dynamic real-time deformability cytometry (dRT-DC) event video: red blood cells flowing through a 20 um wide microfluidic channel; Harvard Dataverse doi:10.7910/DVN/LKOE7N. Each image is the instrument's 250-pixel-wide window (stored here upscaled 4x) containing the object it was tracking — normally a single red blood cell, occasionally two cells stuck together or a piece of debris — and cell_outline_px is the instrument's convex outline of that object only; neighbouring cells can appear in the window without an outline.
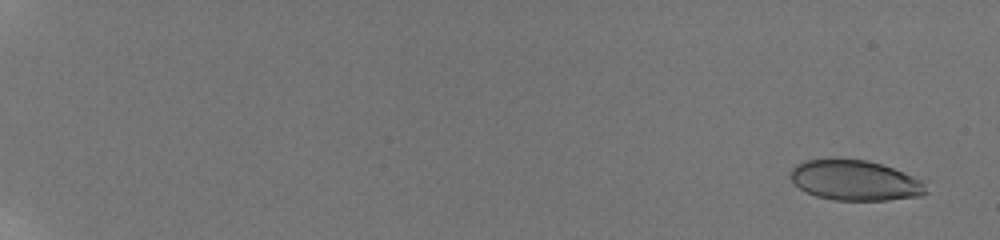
{"species": "human", "species_latin": "Homo sapiens", "temperature_condition": "room temperature", "stored_images_in_passage": 8, "camera_frame_rate_fps": 3000, "um_per_image_px": 0.085, "donor": {"sex": "male"}, "frame": {"image": 1, "passage_image": 1, "time_ms": 0.0, "image_size_px": [1000, 240], "cell_outline_px": [[928, 192], [920, 196], [888, 200], [832, 200], [816, 196], [800, 188], [788, 176], [792, 168], [796, 164], [808, 160], [864, 160], [880, 164], [892, 168], [912, 176], [920, 180], [924, 184]], "centroid_in_image_um": [72.66, 15.35], "position_along_channel_um": 12.3, "area_um2": 31.27}}
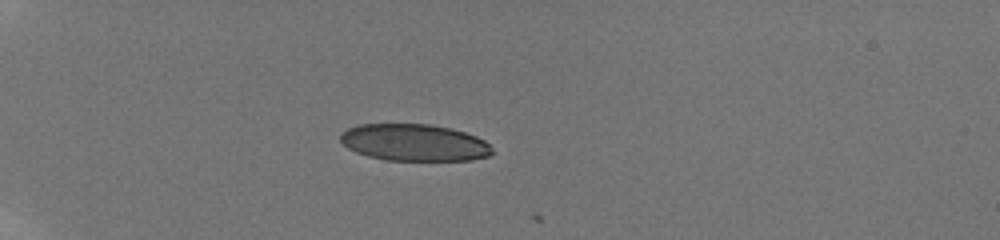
{"frame": {"image": 2, "passage_image": 6, "time_ms": 5.667, "image_size_px": [1000, 240], "cell_outline_px": [[492, 152], [488, 156], [472, 160], [384, 160], [368, 156], [356, 152], [348, 148], [340, 140], [340, 132], [356, 124], [428, 124], [452, 128], [476, 136], [484, 140], [492, 148]], "centroid_in_image_um": [35.18, 12.11], "position_along_channel_um": 49.8, "area_um2": 32.71}}